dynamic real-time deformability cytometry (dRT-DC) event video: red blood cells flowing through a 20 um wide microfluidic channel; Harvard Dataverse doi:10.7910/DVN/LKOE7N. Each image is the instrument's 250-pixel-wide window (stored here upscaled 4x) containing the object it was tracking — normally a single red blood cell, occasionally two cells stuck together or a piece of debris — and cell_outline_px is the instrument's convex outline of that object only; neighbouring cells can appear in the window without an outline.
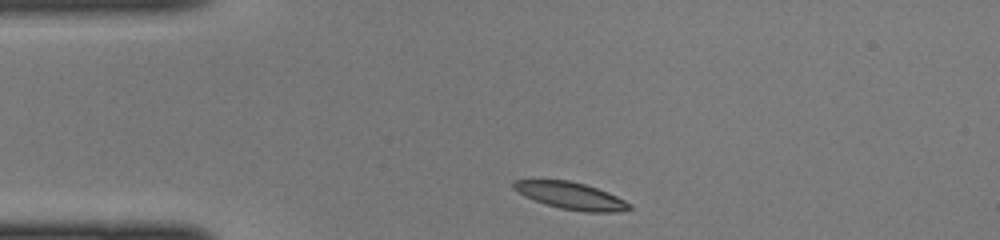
{"species": "common noctule bat (a hibernating species)", "species_latin": "Nyctalus noctula", "temperature_condition": "cold", "stored_images_in_passage": 36, "camera_frame_rate_fps": 3000, "um_per_image_px": 0.085, "animal": {"sex": "female", "body_mass_g": 22.0, "forearm_length_mm": 56.7}, "frame": {"image": 1, "passage_image": 1, "time_ms": 0.0, "image_size_px": [1000, 240], "cell_outline_px": [[632, 208], [620, 212], [584, 212], [560, 208], [524, 196], [512, 188], [512, 180], [568, 180], [584, 184], [608, 192], [632, 204]], "centroid_in_image_um": [48.53, 16.64], "position_along_channel_um": 36.5, "area_um2": 18.15}}
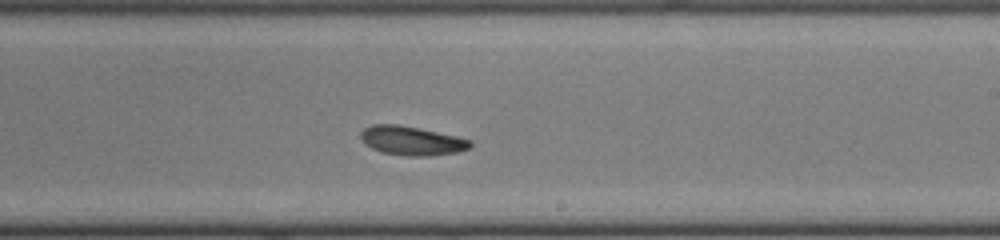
{"frame": {"image": 2, "passage_image": 18, "time_ms": 5.667, "image_size_px": [1000, 240], "cell_outline_px": [[472, 148], [456, 152], [428, 156], [408, 156], [380, 152], [364, 144], [360, 136], [360, 132], [364, 128], [372, 124], [396, 124], [420, 128], [456, 136], [472, 140]], "centroid_in_image_um": [34.98, 11.96], "position_along_channel_um": 254.0, "area_um2": 18.67}}
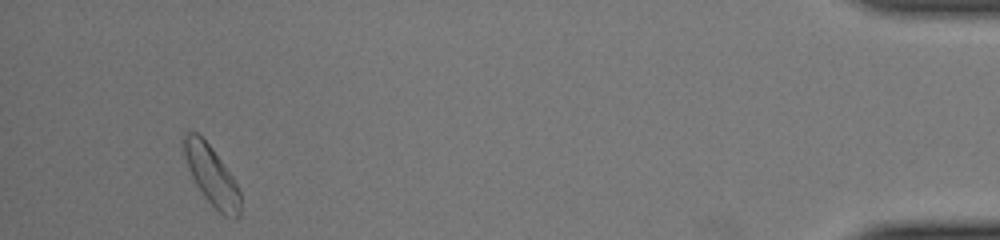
{"frame": {"image": 3, "passage_image": 34, "time_ms": 11.0, "image_size_px": [1000, 240], "cell_outline_px": [[240, 216], [236, 220], [224, 216], [204, 196], [196, 184], [188, 168], [184, 156], [184, 132], [196, 132], [212, 148], [232, 176], [240, 192]], "centroid_in_image_um": [18.0, 14.95], "position_along_channel_um": 417.2, "area_um2": 19.13}}